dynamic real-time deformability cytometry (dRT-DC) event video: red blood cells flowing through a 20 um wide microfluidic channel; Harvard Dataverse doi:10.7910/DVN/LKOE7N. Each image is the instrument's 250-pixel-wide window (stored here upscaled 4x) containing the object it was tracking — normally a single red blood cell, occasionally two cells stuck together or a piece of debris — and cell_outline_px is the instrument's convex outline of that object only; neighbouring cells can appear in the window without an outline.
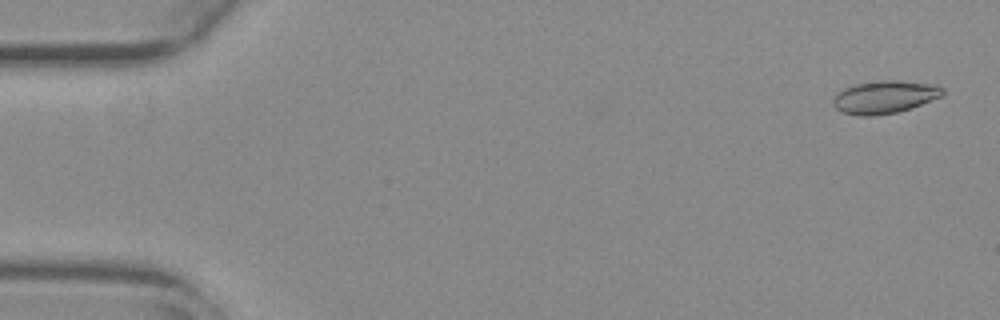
{"species": "common noctule bat (a hibernating species)", "species_latin": "Nyctalus noctula", "temperature_condition": "warm", "stored_images_in_passage": 55, "camera_frame_rate_fps": 3000, "um_per_image_px": 0.085, "animal": {"sex": "female", "body_mass_g": 29.2, "forearm_length_mm": 56.3}, "frame": {"image": 1, "passage_image": 2, "time_ms": 0.333, "image_size_px": [1000, 320], "cell_outline_px": [[944, 92], [940, 96], [920, 104], [896, 112], [872, 116], [860, 116], [844, 112], [836, 108], [832, 104], [832, 100], [844, 88], [856, 84], [876, 80], [896, 80], [936, 84], [944, 88]], "centroid_in_image_um": [75.19, 8.23], "position_along_channel_um": 9.8, "area_um2": 20.63}}
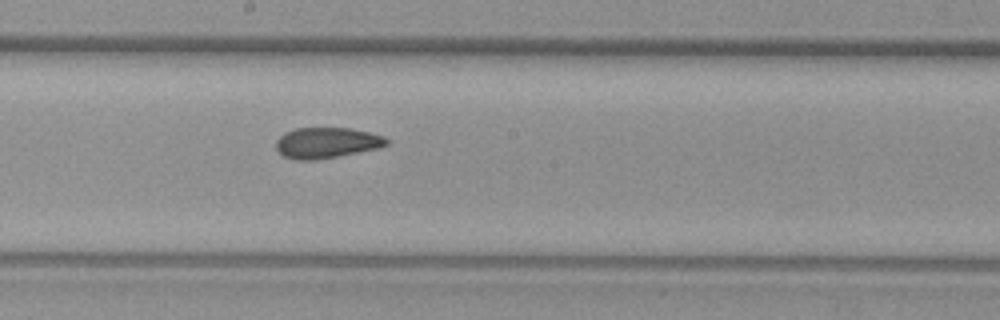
{"frame": {"image": 2, "passage_image": 30, "time_ms": 9.667, "image_size_px": [1000, 320], "cell_outline_px": [[388, 144], [380, 148], [316, 160], [296, 160], [284, 156], [276, 148], [276, 140], [284, 132], [296, 128], [352, 128], [384, 136], [388, 140]], "centroid_in_image_um": [27.77, 12.13], "position_along_channel_um": 220.4, "area_um2": 19.83}}
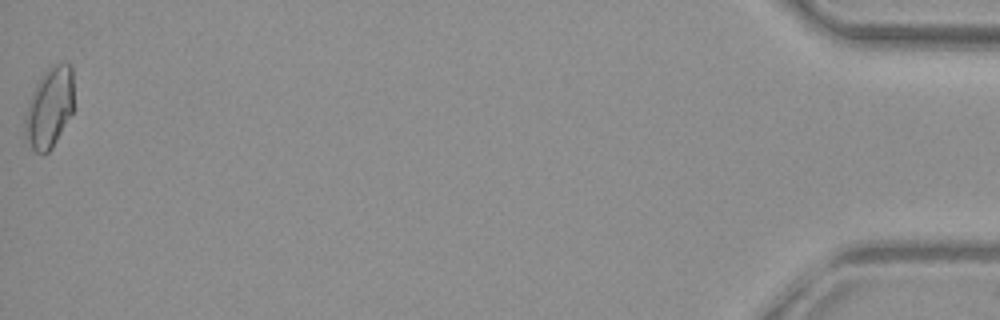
{"frame": {"image": 3, "passage_image": 55, "time_ms": 18.0, "image_size_px": [1000, 320], "cell_outline_px": [[72, 112], [52, 148], [48, 152], [40, 156], [32, 148], [24, 132], [24, 116], [32, 92], [40, 76], [48, 68], [56, 64], [68, 64], [72, 68]], "centroid_in_image_um": [4.17, 9.17], "position_along_channel_um": 431.0, "area_um2": 22.6}, "authors_computed_cell_mechanics": {"area_um2": 20.23, "velocity_mm_per_s": 3.7688, "shape_relaxation_time_tau1_ms": null, "shape_relaxation_time_tau2_ms": 1.1209, "deformation_change_tau1": null, "deformation_change_tau2": 0.0484}}